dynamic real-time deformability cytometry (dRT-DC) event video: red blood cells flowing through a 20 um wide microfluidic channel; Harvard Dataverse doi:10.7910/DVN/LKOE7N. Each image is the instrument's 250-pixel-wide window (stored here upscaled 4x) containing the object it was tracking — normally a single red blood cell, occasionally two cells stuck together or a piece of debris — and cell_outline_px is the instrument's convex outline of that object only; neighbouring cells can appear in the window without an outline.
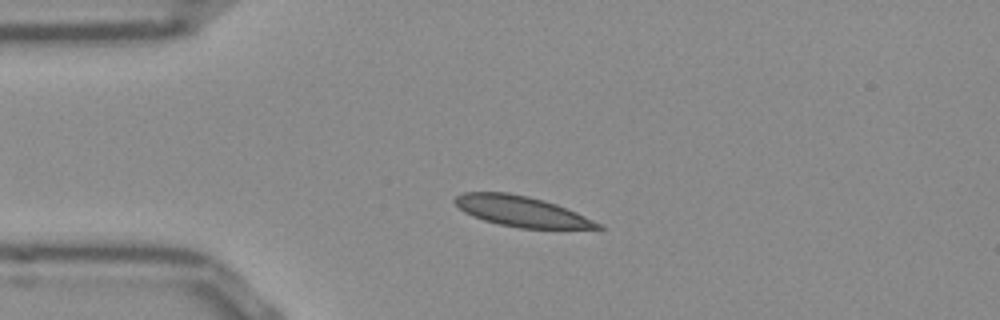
{"species": "Egyptian fruit bat (a non-hibernating species)", "species_latin": "Rousettus aegyptiacus", "temperature_condition": "room temperature", "stored_images_in_passage": 41, "camera_frame_rate_fps": 3000, "um_per_image_px": 0.085, "frame": {"image": 1, "passage_image": 1, "time_ms": 0.0, "image_size_px": [1000, 320], "cell_outline_px": [[604, 228], [520, 228], [500, 224], [484, 220], [472, 216], [464, 212], [452, 200], [456, 196], [464, 192], [508, 192], [528, 196], [544, 200], [556, 204], [576, 212], [600, 224]], "centroid_in_image_um": [44.26, 17.95], "position_along_channel_um": 40.7, "area_um2": 25.03}}
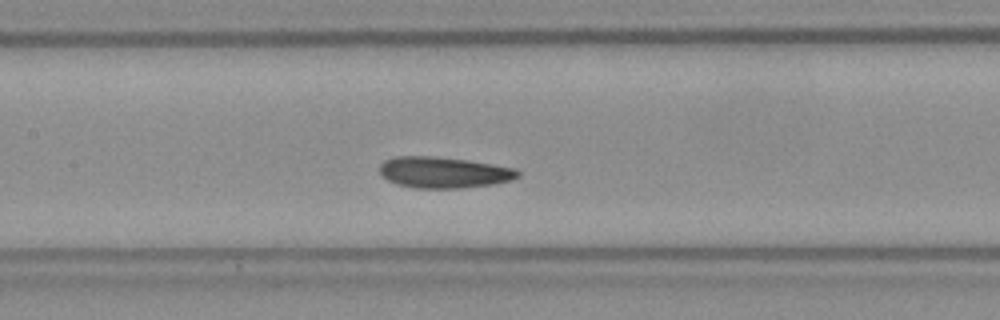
{"frame": {"image": 2, "passage_image": 13, "time_ms": 4.0, "image_size_px": [1000, 320], "cell_outline_px": [[520, 176], [512, 180], [496, 184], [460, 188], [416, 188], [396, 184], [388, 180], [380, 172], [380, 164], [384, 160], [396, 156], [432, 156], [468, 160], [516, 168], [520, 172]], "centroid_in_image_um": [37.74, 14.65], "position_along_channel_um": 169.7, "area_um2": 25.2}}
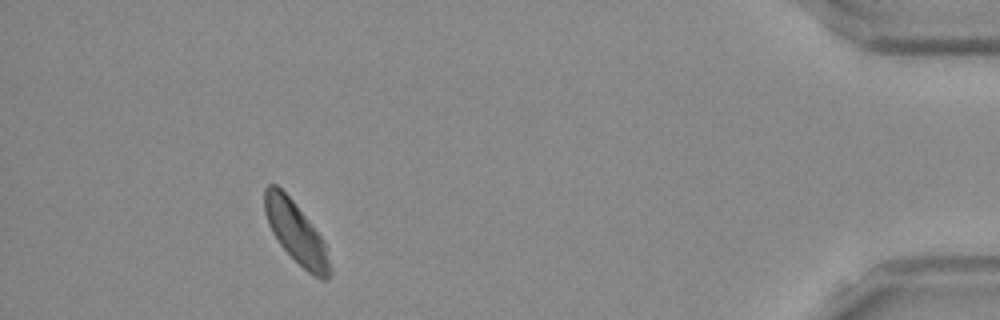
{"frame": {"image": 3, "passage_image": 37, "time_ms": 12.0, "image_size_px": [1000, 320], "cell_outline_px": [[332, 272], [328, 280], [320, 280], [308, 272], [280, 244], [272, 232], [268, 224], [264, 212], [264, 188], [268, 184], [276, 184], [292, 200], [324, 240], [332, 268]], "centroid_in_image_um": [25.18, 19.79], "position_along_channel_um": 410.0, "area_um2": 23.18}, "authors_computed_cell_mechanics": {"area_um2": 24.2182, "velocity_mm_per_s": 3.7933, "shape_relaxation_time_tau1_ms": 5.6335, "shape_relaxation_time_tau2_ms": 1.2591, "deformation_change_tau1": 0.1092, "deformation_change_tau2": 0.0455}}